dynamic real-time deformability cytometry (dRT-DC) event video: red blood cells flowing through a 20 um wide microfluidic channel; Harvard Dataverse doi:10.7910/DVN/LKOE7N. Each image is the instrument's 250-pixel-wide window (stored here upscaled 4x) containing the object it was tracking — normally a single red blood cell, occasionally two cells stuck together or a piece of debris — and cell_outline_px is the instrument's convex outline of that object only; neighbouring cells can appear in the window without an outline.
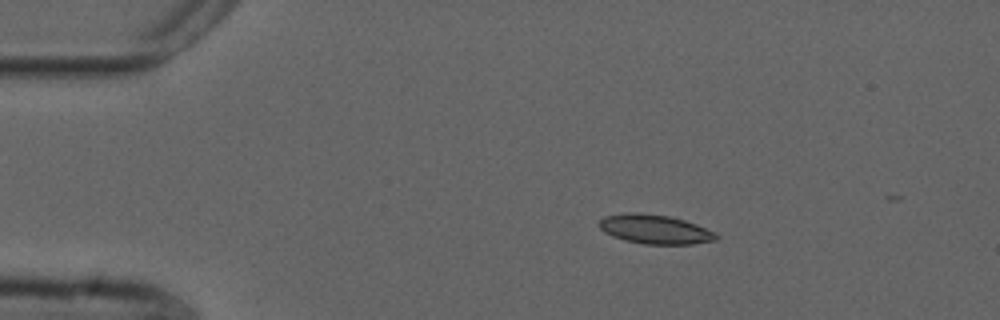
{"species": "common noctule bat (a hibernating species)", "species_latin": "Nyctalus noctula", "temperature_condition": "cold", "stored_images_in_passage": 5, "camera_frame_rate_fps": 3000, "um_per_image_px": 0.085, "animal": {"sex": "male", "forearm_length_mm": 52.5}, "frame": {"image": 1, "passage_image": 2, "time_ms": 0.333, "image_size_px": [1000, 320], "cell_outline_px": [[720, 236], [716, 240], [692, 244], [644, 244], [624, 240], [612, 236], [604, 232], [596, 224], [604, 216], [624, 212], [640, 212], [668, 216], [684, 220], [696, 224], [716, 232]], "centroid_in_image_um": [55.65, 19.48], "position_along_channel_um": 29.4, "area_um2": 20.17}}
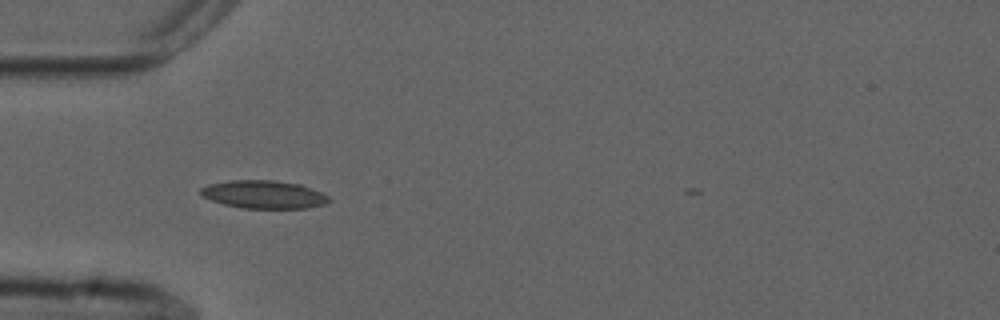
{"frame": {"image": 2, "passage_image": 4, "time_ms": 1.0, "image_size_px": [1000, 320], "cell_outline_px": [[332, 200], [324, 204], [308, 208], [244, 208], [224, 204], [200, 196], [200, 188], [208, 184], [232, 180], [276, 180], [300, 184], [320, 192], [328, 196]], "centroid_in_image_um": [22.41, 16.52], "position_along_channel_um": 62.6, "area_um2": 20.92}}
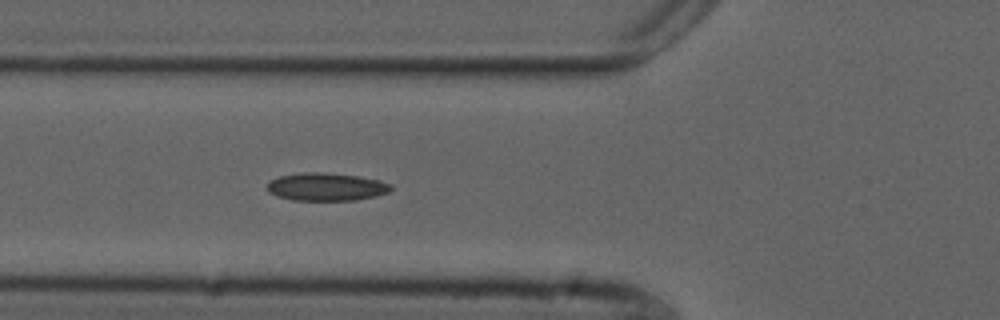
{"frame": {"image": 3, "passage_image": 5, "time_ms": 1.333, "image_size_px": [1000, 320], "cell_outline_px": [[392, 188], [388, 192], [376, 196], [356, 200], [292, 200], [276, 196], [268, 192], [268, 184], [272, 180], [280, 176], [304, 172], [324, 172], [356, 176], [380, 180], [392, 184]], "centroid_in_image_um": [27.75, 15.88], "position_along_channel_um": 98.0, "area_um2": 20.06}}